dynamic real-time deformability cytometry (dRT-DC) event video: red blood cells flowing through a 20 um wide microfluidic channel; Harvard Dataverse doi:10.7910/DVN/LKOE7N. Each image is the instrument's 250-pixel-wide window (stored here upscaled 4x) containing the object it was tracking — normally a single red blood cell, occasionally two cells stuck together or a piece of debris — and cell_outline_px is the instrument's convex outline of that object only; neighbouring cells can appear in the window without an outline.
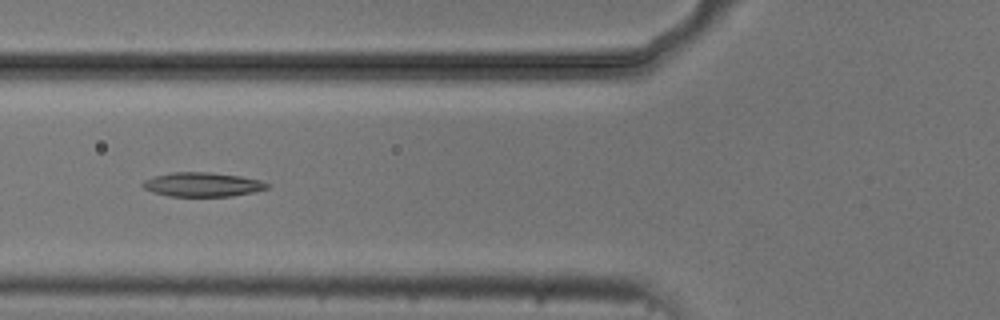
{"species": "common noctule bat (a hibernating species)", "species_latin": "Nyctalus noctula", "temperature_condition": "cold", "stored_images_in_passage": 7, "camera_frame_rate_fps": 3000, "um_per_image_px": 0.085, "animal": {"sex": "male", "body_mass_g": 20.5, "forearm_length_mm": 52.5}, "frame": {"image": 1, "passage_image": 6, "time_ms": 6.0, "image_size_px": [1000, 320], "cell_outline_px": [[272, 184], [268, 188], [256, 192], [232, 196], [168, 196], [152, 192], [144, 188], [140, 184], [144, 180], [156, 176], [172, 172], [212, 172], [240, 176], [260, 180]], "centroid_in_image_um": [17.24, 15.68], "position_along_channel_um": 108.6, "area_um2": 17.69}}
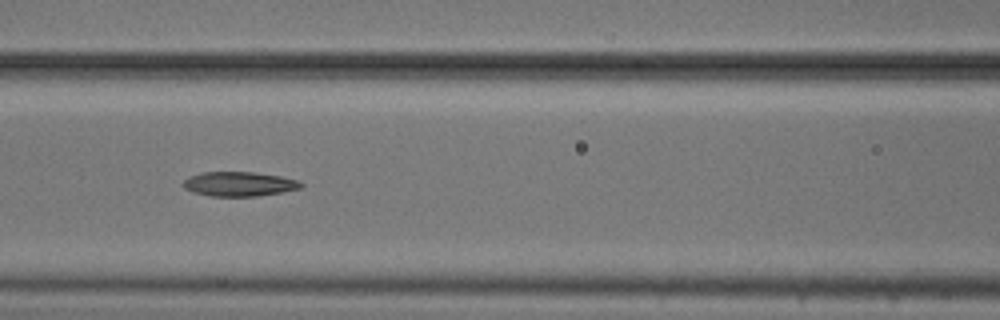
{"frame": {"image": 2, "passage_image": 7, "time_ms": 7.0, "image_size_px": [1000, 320], "cell_outline_px": [[304, 184], [300, 188], [260, 196], [208, 196], [192, 192], [184, 188], [184, 180], [188, 176], [200, 172], [252, 172], [280, 176], [296, 180]], "centroid_in_image_um": [20.28, 15.64], "position_along_channel_um": 146.3, "area_um2": 16.76}}